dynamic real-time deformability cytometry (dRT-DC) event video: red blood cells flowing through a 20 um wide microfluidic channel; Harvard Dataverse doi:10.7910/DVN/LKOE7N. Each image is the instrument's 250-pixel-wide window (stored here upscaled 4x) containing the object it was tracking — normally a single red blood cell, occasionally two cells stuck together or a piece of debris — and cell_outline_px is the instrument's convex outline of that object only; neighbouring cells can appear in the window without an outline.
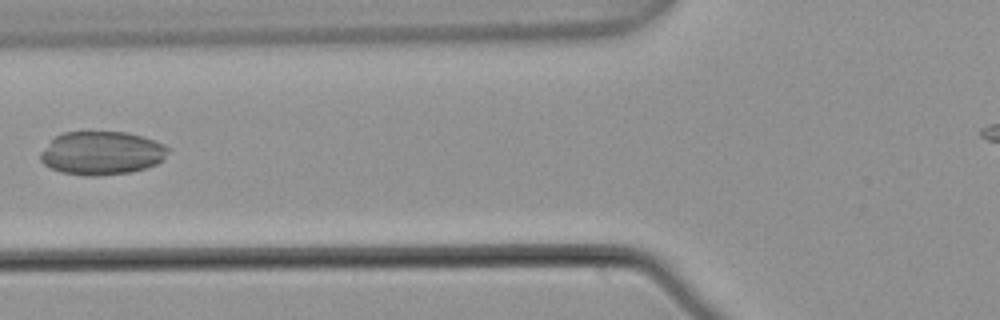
{"species": "common noctule bat (a hibernating species)", "species_latin": "Nyctalus noctula", "temperature_condition": "warm", "stored_images_in_passage": 5, "camera_frame_rate_fps": 3000, "um_per_image_px": 0.085, "animal": {"sex": "male", "body_mass_g": 21.5, "forearm_length_mm": 52.0}, "frame": {"image": 1, "passage_image": 5, "time_ms": 1.333, "image_size_px": [1000, 320], "cell_outline_px": [[168, 152], [156, 164], [144, 168], [128, 172], [96, 176], [88, 176], [60, 172], [44, 164], [40, 160], [40, 152], [56, 136], [64, 132], [124, 132], [140, 136], [164, 144], [168, 148]], "centroid_in_image_um": [8.6, 13.01], "position_along_channel_um": 117.2, "area_um2": 31.85}}